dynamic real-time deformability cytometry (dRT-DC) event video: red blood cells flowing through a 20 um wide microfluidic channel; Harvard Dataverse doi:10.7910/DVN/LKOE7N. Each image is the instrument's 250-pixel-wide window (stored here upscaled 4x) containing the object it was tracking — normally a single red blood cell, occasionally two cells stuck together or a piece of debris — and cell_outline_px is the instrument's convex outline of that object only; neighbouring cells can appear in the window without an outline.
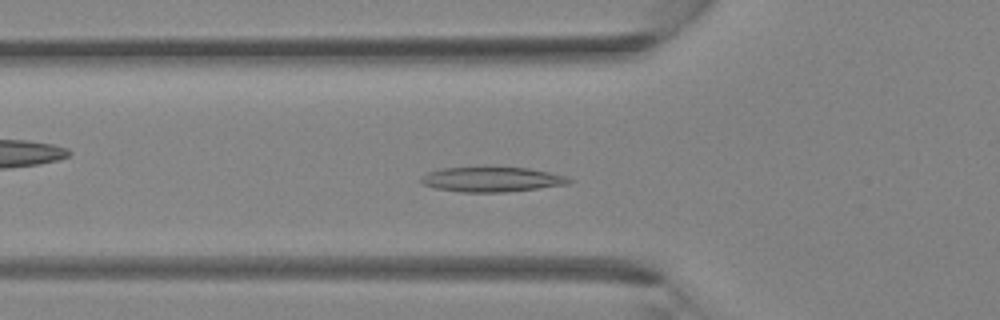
{"species": "Egyptian fruit bat (a non-hibernating species)", "species_latin": "Rousettus aegyptiacus", "temperature_condition": "room temperature", "stored_images_in_passage": 28, "camera_frame_rate_fps": 3000, "um_per_image_px": 0.085, "animal": {"sex": "female"}, "frame": {"image": 1, "passage_image": 2, "time_ms": 0.333, "image_size_px": [1000, 320], "cell_outline_px": [[576, 180], [568, 184], [504, 192], [460, 192], [436, 188], [424, 184], [420, 180], [420, 176], [428, 172], [440, 168], [484, 164], [528, 168], [568, 176]], "centroid_in_image_um": [41.78, 15.19], "position_along_channel_um": 84.0, "area_um2": 22.48}}
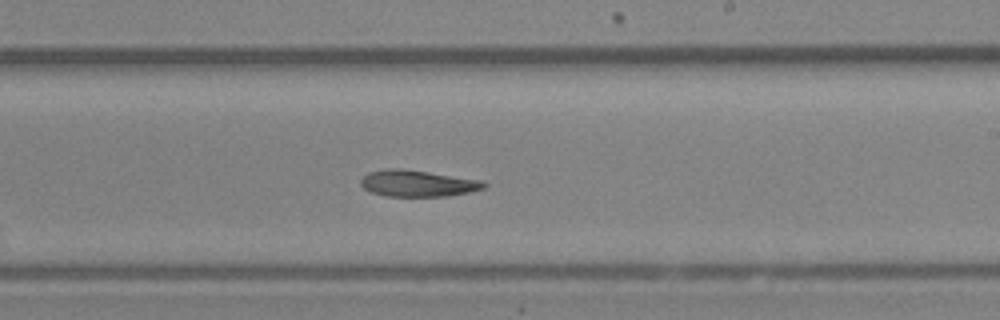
{"frame": {"image": 2, "passage_image": 12, "time_ms": 3.667, "image_size_px": [1000, 320], "cell_outline_px": [[488, 184], [484, 188], [468, 192], [448, 196], [388, 196], [372, 192], [364, 188], [360, 184], [360, 180], [368, 172], [384, 168], [400, 168], [428, 172], [480, 180]], "centroid_in_image_um": [35.47, 15.58], "position_along_channel_um": 253.5, "area_um2": 18.84}}
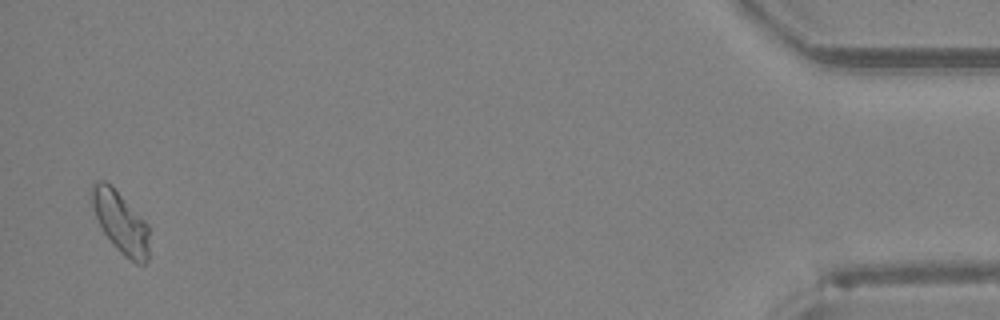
{"frame": {"image": 3, "passage_image": 27, "time_ms": 8.667, "image_size_px": [1000, 320], "cell_outline_px": [[148, 260], [144, 264], [136, 264], [124, 256], [120, 252], [104, 232], [96, 216], [88, 196], [88, 192], [92, 184], [96, 180], [104, 180], [112, 184], [148, 224]], "centroid_in_image_um": [10.21, 18.83], "position_along_channel_um": 425.0, "area_um2": 20.87}}